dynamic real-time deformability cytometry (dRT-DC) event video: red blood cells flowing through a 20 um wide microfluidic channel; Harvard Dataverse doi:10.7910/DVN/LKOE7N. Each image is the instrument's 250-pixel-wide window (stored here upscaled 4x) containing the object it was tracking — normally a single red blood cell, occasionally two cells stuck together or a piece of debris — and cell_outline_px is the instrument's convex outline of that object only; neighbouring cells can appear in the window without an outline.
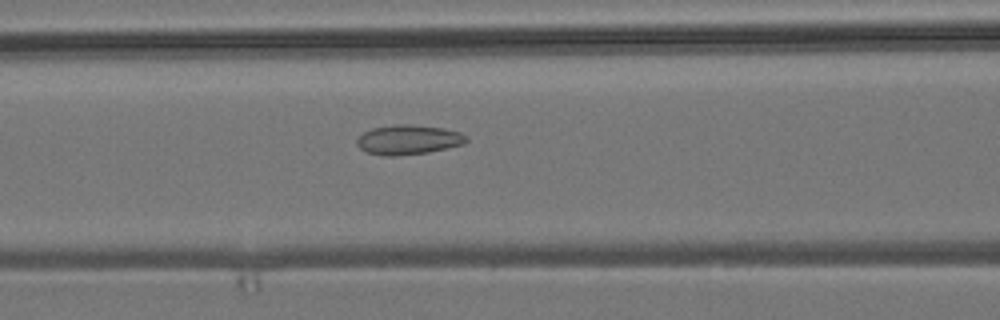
{"species": "common noctule bat (a hibernating species)", "species_latin": "Nyctalus noctula", "temperature_condition": "room temperature", "stored_images_in_passage": 49, "camera_frame_rate_fps": 3000, "um_per_image_px": 0.085, "animal": {"sex": "male", "body_mass_g": 19.2, "forearm_length_mm": 51.8}, "frame": {"image": 1, "passage_image": 22, "time_ms": 7.0, "image_size_px": [1000, 320], "cell_outline_px": [[468, 140], [464, 144], [448, 148], [428, 152], [396, 156], [384, 156], [368, 152], [360, 148], [356, 144], [356, 140], [364, 132], [372, 128], [396, 124], [408, 124], [444, 128], [460, 132], [468, 136]], "centroid_in_image_um": [34.73, 11.87], "position_along_channel_um": 131.9, "area_um2": 18.96}}
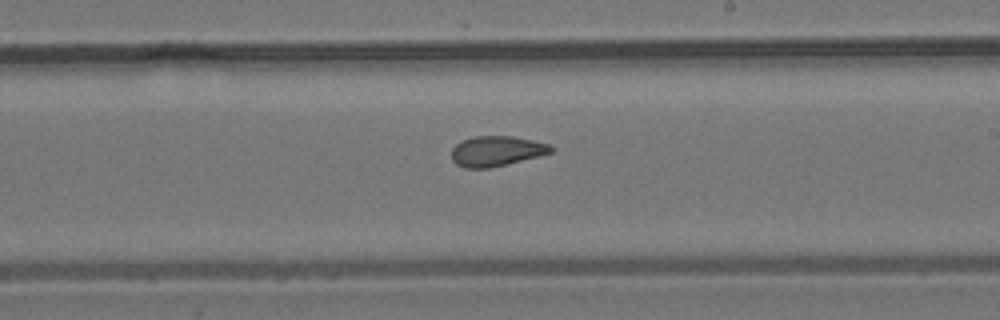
{"frame": {"image": 2, "passage_image": 31, "time_ms": 10.0, "image_size_px": [1000, 320], "cell_outline_px": [[556, 148], [552, 152], [488, 168], [464, 168], [456, 164], [452, 160], [452, 148], [456, 144], [472, 136], [512, 136], [552, 144]], "centroid_in_image_um": [42.2, 12.83], "position_along_channel_um": 246.8, "area_um2": 17.34}}
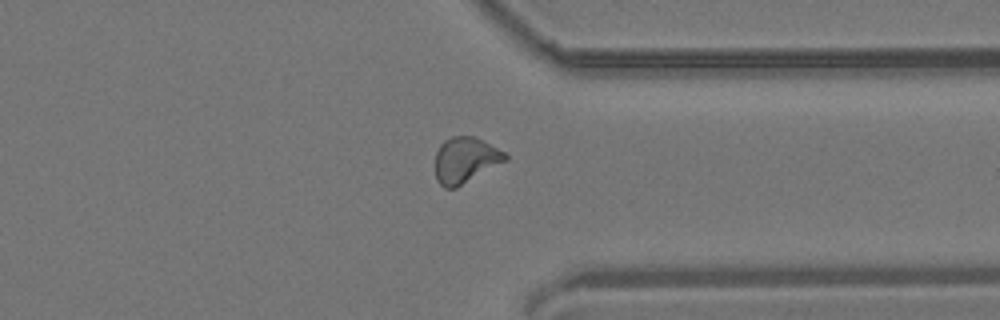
{"frame": {"image": 3, "passage_image": 41, "time_ms": 13.333, "image_size_px": [1000, 320], "cell_outline_px": [[508, 160], [456, 188], [444, 188], [436, 180], [436, 152], [440, 144], [444, 140], [452, 136], [476, 136], [504, 152], [508, 156]], "centroid_in_image_um": [39.56, 13.6], "position_along_channel_um": 371.8, "area_um2": 18.79}}